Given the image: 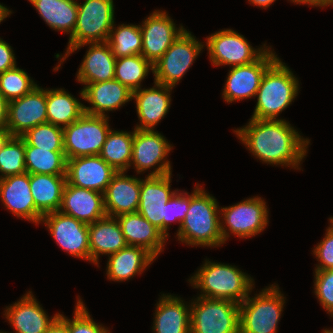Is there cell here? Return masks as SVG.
Segmentation results:
<instances>
[{
    "label": "cell",
    "instance_id": "1",
    "mask_svg": "<svg viewBox=\"0 0 333 333\" xmlns=\"http://www.w3.org/2000/svg\"><path fill=\"white\" fill-rule=\"evenodd\" d=\"M257 158L269 164L298 167L306 156L308 139L282 119H250L246 127L234 131Z\"/></svg>",
    "mask_w": 333,
    "mask_h": 333
},
{
    "label": "cell",
    "instance_id": "2",
    "mask_svg": "<svg viewBox=\"0 0 333 333\" xmlns=\"http://www.w3.org/2000/svg\"><path fill=\"white\" fill-rule=\"evenodd\" d=\"M198 186L190 195V206L177 236L181 242L192 246L216 247L226 241L229 232L220 222L216 199Z\"/></svg>",
    "mask_w": 333,
    "mask_h": 333
},
{
    "label": "cell",
    "instance_id": "3",
    "mask_svg": "<svg viewBox=\"0 0 333 333\" xmlns=\"http://www.w3.org/2000/svg\"><path fill=\"white\" fill-rule=\"evenodd\" d=\"M298 80L290 69L277 59L265 72L256 93L253 119L276 120L298 94Z\"/></svg>",
    "mask_w": 333,
    "mask_h": 333
},
{
    "label": "cell",
    "instance_id": "4",
    "mask_svg": "<svg viewBox=\"0 0 333 333\" xmlns=\"http://www.w3.org/2000/svg\"><path fill=\"white\" fill-rule=\"evenodd\" d=\"M189 281L194 288L203 291L201 297L227 299L238 304L245 300L254 285L253 279L238 268L211 261H206Z\"/></svg>",
    "mask_w": 333,
    "mask_h": 333
},
{
    "label": "cell",
    "instance_id": "5",
    "mask_svg": "<svg viewBox=\"0 0 333 333\" xmlns=\"http://www.w3.org/2000/svg\"><path fill=\"white\" fill-rule=\"evenodd\" d=\"M113 26V0H86L82 5L78 3L77 23L69 38L66 55L60 62L87 43L106 42Z\"/></svg>",
    "mask_w": 333,
    "mask_h": 333
},
{
    "label": "cell",
    "instance_id": "6",
    "mask_svg": "<svg viewBox=\"0 0 333 333\" xmlns=\"http://www.w3.org/2000/svg\"><path fill=\"white\" fill-rule=\"evenodd\" d=\"M284 301L274 285L254 298L248 295L239 304V333H276Z\"/></svg>",
    "mask_w": 333,
    "mask_h": 333
},
{
    "label": "cell",
    "instance_id": "7",
    "mask_svg": "<svg viewBox=\"0 0 333 333\" xmlns=\"http://www.w3.org/2000/svg\"><path fill=\"white\" fill-rule=\"evenodd\" d=\"M190 307V333H239L238 303L200 296Z\"/></svg>",
    "mask_w": 333,
    "mask_h": 333
},
{
    "label": "cell",
    "instance_id": "8",
    "mask_svg": "<svg viewBox=\"0 0 333 333\" xmlns=\"http://www.w3.org/2000/svg\"><path fill=\"white\" fill-rule=\"evenodd\" d=\"M108 118L84 113L78 120L63 128L66 159L99 155L111 130Z\"/></svg>",
    "mask_w": 333,
    "mask_h": 333
},
{
    "label": "cell",
    "instance_id": "9",
    "mask_svg": "<svg viewBox=\"0 0 333 333\" xmlns=\"http://www.w3.org/2000/svg\"><path fill=\"white\" fill-rule=\"evenodd\" d=\"M203 46L185 29L153 64L154 82L174 87L192 65Z\"/></svg>",
    "mask_w": 333,
    "mask_h": 333
},
{
    "label": "cell",
    "instance_id": "10",
    "mask_svg": "<svg viewBox=\"0 0 333 333\" xmlns=\"http://www.w3.org/2000/svg\"><path fill=\"white\" fill-rule=\"evenodd\" d=\"M209 57L215 66L231 65L232 67L247 65L258 60L267 50H254L247 40L231 29L218 31L207 38Z\"/></svg>",
    "mask_w": 333,
    "mask_h": 333
},
{
    "label": "cell",
    "instance_id": "11",
    "mask_svg": "<svg viewBox=\"0 0 333 333\" xmlns=\"http://www.w3.org/2000/svg\"><path fill=\"white\" fill-rule=\"evenodd\" d=\"M171 148V145L160 133L154 130L134 129L130 166L133 162L137 172L140 173L160 164L149 176L170 174L171 165L168 160H165V157Z\"/></svg>",
    "mask_w": 333,
    "mask_h": 333
},
{
    "label": "cell",
    "instance_id": "12",
    "mask_svg": "<svg viewBox=\"0 0 333 333\" xmlns=\"http://www.w3.org/2000/svg\"><path fill=\"white\" fill-rule=\"evenodd\" d=\"M41 221L62 249L72 256L90 261L88 224L60 211L45 214Z\"/></svg>",
    "mask_w": 333,
    "mask_h": 333
},
{
    "label": "cell",
    "instance_id": "13",
    "mask_svg": "<svg viewBox=\"0 0 333 333\" xmlns=\"http://www.w3.org/2000/svg\"><path fill=\"white\" fill-rule=\"evenodd\" d=\"M268 49L258 60L247 65L232 67L223 91L228 103L255 96L266 70L278 59Z\"/></svg>",
    "mask_w": 333,
    "mask_h": 333
},
{
    "label": "cell",
    "instance_id": "14",
    "mask_svg": "<svg viewBox=\"0 0 333 333\" xmlns=\"http://www.w3.org/2000/svg\"><path fill=\"white\" fill-rule=\"evenodd\" d=\"M47 123L46 90L35 87L21 98L8 104L7 130L21 137L31 128Z\"/></svg>",
    "mask_w": 333,
    "mask_h": 333
},
{
    "label": "cell",
    "instance_id": "15",
    "mask_svg": "<svg viewBox=\"0 0 333 333\" xmlns=\"http://www.w3.org/2000/svg\"><path fill=\"white\" fill-rule=\"evenodd\" d=\"M142 33L141 55L152 64L157 62L177 37L185 30L179 29L166 12L155 11L140 26Z\"/></svg>",
    "mask_w": 333,
    "mask_h": 333
},
{
    "label": "cell",
    "instance_id": "16",
    "mask_svg": "<svg viewBox=\"0 0 333 333\" xmlns=\"http://www.w3.org/2000/svg\"><path fill=\"white\" fill-rule=\"evenodd\" d=\"M266 203L260 197L249 198L245 201L219 209L223 212L226 226L240 238L254 236L263 231L268 224Z\"/></svg>",
    "mask_w": 333,
    "mask_h": 333
},
{
    "label": "cell",
    "instance_id": "17",
    "mask_svg": "<svg viewBox=\"0 0 333 333\" xmlns=\"http://www.w3.org/2000/svg\"><path fill=\"white\" fill-rule=\"evenodd\" d=\"M117 172L99 155L67 160L66 178L70 185L103 193Z\"/></svg>",
    "mask_w": 333,
    "mask_h": 333
},
{
    "label": "cell",
    "instance_id": "18",
    "mask_svg": "<svg viewBox=\"0 0 333 333\" xmlns=\"http://www.w3.org/2000/svg\"><path fill=\"white\" fill-rule=\"evenodd\" d=\"M171 173L162 176H147L141 179L140 203L137 212L163 232L166 219V203L176 193L170 192Z\"/></svg>",
    "mask_w": 333,
    "mask_h": 333
},
{
    "label": "cell",
    "instance_id": "19",
    "mask_svg": "<svg viewBox=\"0 0 333 333\" xmlns=\"http://www.w3.org/2000/svg\"><path fill=\"white\" fill-rule=\"evenodd\" d=\"M59 211L75 219L91 224L106 217L104 194L92 189L65 185Z\"/></svg>",
    "mask_w": 333,
    "mask_h": 333
},
{
    "label": "cell",
    "instance_id": "20",
    "mask_svg": "<svg viewBox=\"0 0 333 333\" xmlns=\"http://www.w3.org/2000/svg\"><path fill=\"white\" fill-rule=\"evenodd\" d=\"M0 198L5 207L17 217L41 223L42 214L36 209L30 188V174L11 175L3 178Z\"/></svg>",
    "mask_w": 333,
    "mask_h": 333
},
{
    "label": "cell",
    "instance_id": "21",
    "mask_svg": "<svg viewBox=\"0 0 333 333\" xmlns=\"http://www.w3.org/2000/svg\"><path fill=\"white\" fill-rule=\"evenodd\" d=\"M141 179L117 172L104 192L106 215L117 217L137 212L140 203Z\"/></svg>",
    "mask_w": 333,
    "mask_h": 333
},
{
    "label": "cell",
    "instance_id": "22",
    "mask_svg": "<svg viewBox=\"0 0 333 333\" xmlns=\"http://www.w3.org/2000/svg\"><path fill=\"white\" fill-rule=\"evenodd\" d=\"M81 97L92 104L84 106V113L107 116L105 111L116 110L132 98V91L116 79L85 84Z\"/></svg>",
    "mask_w": 333,
    "mask_h": 333
},
{
    "label": "cell",
    "instance_id": "23",
    "mask_svg": "<svg viewBox=\"0 0 333 333\" xmlns=\"http://www.w3.org/2000/svg\"><path fill=\"white\" fill-rule=\"evenodd\" d=\"M116 218L128 246H139L155 258L158 256L167 238L161 230L138 212L121 214Z\"/></svg>",
    "mask_w": 333,
    "mask_h": 333
},
{
    "label": "cell",
    "instance_id": "24",
    "mask_svg": "<svg viewBox=\"0 0 333 333\" xmlns=\"http://www.w3.org/2000/svg\"><path fill=\"white\" fill-rule=\"evenodd\" d=\"M154 83L155 86L150 89L140 88L132 92V98L136 99L138 118L141 121L135 129L153 130L169 110L171 102L169 93L173 87Z\"/></svg>",
    "mask_w": 333,
    "mask_h": 333
},
{
    "label": "cell",
    "instance_id": "25",
    "mask_svg": "<svg viewBox=\"0 0 333 333\" xmlns=\"http://www.w3.org/2000/svg\"><path fill=\"white\" fill-rule=\"evenodd\" d=\"M5 311V316L15 328L16 333H44L59 316L58 313L49 319L31 292Z\"/></svg>",
    "mask_w": 333,
    "mask_h": 333
},
{
    "label": "cell",
    "instance_id": "26",
    "mask_svg": "<svg viewBox=\"0 0 333 333\" xmlns=\"http://www.w3.org/2000/svg\"><path fill=\"white\" fill-rule=\"evenodd\" d=\"M90 261L98 263L99 254L112 255L127 246L116 217L106 216L88 224Z\"/></svg>",
    "mask_w": 333,
    "mask_h": 333
},
{
    "label": "cell",
    "instance_id": "27",
    "mask_svg": "<svg viewBox=\"0 0 333 333\" xmlns=\"http://www.w3.org/2000/svg\"><path fill=\"white\" fill-rule=\"evenodd\" d=\"M91 46L77 73V80L83 84L114 79L116 57L108 42L87 43Z\"/></svg>",
    "mask_w": 333,
    "mask_h": 333
},
{
    "label": "cell",
    "instance_id": "28",
    "mask_svg": "<svg viewBox=\"0 0 333 333\" xmlns=\"http://www.w3.org/2000/svg\"><path fill=\"white\" fill-rule=\"evenodd\" d=\"M66 183V175L30 174L35 207L43 216L59 211Z\"/></svg>",
    "mask_w": 333,
    "mask_h": 333
},
{
    "label": "cell",
    "instance_id": "29",
    "mask_svg": "<svg viewBox=\"0 0 333 333\" xmlns=\"http://www.w3.org/2000/svg\"><path fill=\"white\" fill-rule=\"evenodd\" d=\"M156 307L153 330L156 333H190V309L183 300L162 295Z\"/></svg>",
    "mask_w": 333,
    "mask_h": 333
},
{
    "label": "cell",
    "instance_id": "30",
    "mask_svg": "<svg viewBox=\"0 0 333 333\" xmlns=\"http://www.w3.org/2000/svg\"><path fill=\"white\" fill-rule=\"evenodd\" d=\"M155 257L139 246H126L109 256L107 276L113 281L128 280L153 262Z\"/></svg>",
    "mask_w": 333,
    "mask_h": 333
},
{
    "label": "cell",
    "instance_id": "31",
    "mask_svg": "<svg viewBox=\"0 0 333 333\" xmlns=\"http://www.w3.org/2000/svg\"><path fill=\"white\" fill-rule=\"evenodd\" d=\"M44 21L53 29L73 34L77 23L78 3L74 0H29Z\"/></svg>",
    "mask_w": 333,
    "mask_h": 333
},
{
    "label": "cell",
    "instance_id": "32",
    "mask_svg": "<svg viewBox=\"0 0 333 333\" xmlns=\"http://www.w3.org/2000/svg\"><path fill=\"white\" fill-rule=\"evenodd\" d=\"M46 105L47 122L62 128L69 126L84 114V105L64 89L46 90Z\"/></svg>",
    "mask_w": 333,
    "mask_h": 333
},
{
    "label": "cell",
    "instance_id": "33",
    "mask_svg": "<svg viewBox=\"0 0 333 333\" xmlns=\"http://www.w3.org/2000/svg\"><path fill=\"white\" fill-rule=\"evenodd\" d=\"M133 133L110 130L99 156L116 172H126L130 167Z\"/></svg>",
    "mask_w": 333,
    "mask_h": 333
},
{
    "label": "cell",
    "instance_id": "34",
    "mask_svg": "<svg viewBox=\"0 0 333 333\" xmlns=\"http://www.w3.org/2000/svg\"><path fill=\"white\" fill-rule=\"evenodd\" d=\"M65 152L25 145V169L29 174L66 175Z\"/></svg>",
    "mask_w": 333,
    "mask_h": 333
},
{
    "label": "cell",
    "instance_id": "35",
    "mask_svg": "<svg viewBox=\"0 0 333 333\" xmlns=\"http://www.w3.org/2000/svg\"><path fill=\"white\" fill-rule=\"evenodd\" d=\"M149 69L153 72V64L142 55L116 58L114 79L133 92L140 89Z\"/></svg>",
    "mask_w": 333,
    "mask_h": 333
},
{
    "label": "cell",
    "instance_id": "36",
    "mask_svg": "<svg viewBox=\"0 0 333 333\" xmlns=\"http://www.w3.org/2000/svg\"><path fill=\"white\" fill-rule=\"evenodd\" d=\"M107 42L116 58L141 55L142 33L140 25L122 24L117 29L112 27Z\"/></svg>",
    "mask_w": 333,
    "mask_h": 333
},
{
    "label": "cell",
    "instance_id": "37",
    "mask_svg": "<svg viewBox=\"0 0 333 333\" xmlns=\"http://www.w3.org/2000/svg\"><path fill=\"white\" fill-rule=\"evenodd\" d=\"M25 145L54 152H64L63 128L51 123L39 124L21 136Z\"/></svg>",
    "mask_w": 333,
    "mask_h": 333
},
{
    "label": "cell",
    "instance_id": "38",
    "mask_svg": "<svg viewBox=\"0 0 333 333\" xmlns=\"http://www.w3.org/2000/svg\"><path fill=\"white\" fill-rule=\"evenodd\" d=\"M0 172L3 178L26 173L25 142L22 137L11 136L0 150Z\"/></svg>",
    "mask_w": 333,
    "mask_h": 333
},
{
    "label": "cell",
    "instance_id": "39",
    "mask_svg": "<svg viewBox=\"0 0 333 333\" xmlns=\"http://www.w3.org/2000/svg\"><path fill=\"white\" fill-rule=\"evenodd\" d=\"M37 84L17 67L0 73V92L10 102L31 92Z\"/></svg>",
    "mask_w": 333,
    "mask_h": 333
},
{
    "label": "cell",
    "instance_id": "40",
    "mask_svg": "<svg viewBox=\"0 0 333 333\" xmlns=\"http://www.w3.org/2000/svg\"><path fill=\"white\" fill-rule=\"evenodd\" d=\"M69 333H109L105 327L98 325L91 318L83 302L77 301L74 319H68Z\"/></svg>",
    "mask_w": 333,
    "mask_h": 333
},
{
    "label": "cell",
    "instance_id": "41",
    "mask_svg": "<svg viewBox=\"0 0 333 333\" xmlns=\"http://www.w3.org/2000/svg\"><path fill=\"white\" fill-rule=\"evenodd\" d=\"M315 295L333 317V269L315 270Z\"/></svg>",
    "mask_w": 333,
    "mask_h": 333
},
{
    "label": "cell",
    "instance_id": "42",
    "mask_svg": "<svg viewBox=\"0 0 333 333\" xmlns=\"http://www.w3.org/2000/svg\"><path fill=\"white\" fill-rule=\"evenodd\" d=\"M184 194L176 192L166 203V219H163V233L166 237L169 236L167 230L171 221L178 220L181 224L186 218L190 206V195H187V192Z\"/></svg>",
    "mask_w": 333,
    "mask_h": 333
},
{
    "label": "cell",
    "instance_id": "43",
    "mask_svg": "<svg viewBox=\"0 0 333 333\" xmlns=\"http://www.w3.org/2000/svg\"><path fill=\"white\" fill-rule=\"evenodd\" d=\"M329 220L331 225L327 229L326 236L313 250L314 255L320 261L316 270L333 269V217Z\"/></svg>",
    "mask_w": 333,
    "mask_h": 333
},
{
    "label": "cell",
    "instance_id": "44",
    "mask_svg": "<svg viewBox=\"0 0 333 333\" xmlns=\"http://www.w3.org/2000/svg\"><path fill=\"white\" fill-rule=\"evenodd\" d=\"M16 67L11 46L0 38V73Z\"/></svg>",
    "mask_w": 333,
    "mask_h": 333
},
{
    "label": "cell",
    "instance_id": "45",
    "mask_svg": "<svg viewBox=\"0 0 333 333\" xmlns=\"http://www.w3.org/2000/svg\"><path fill=\"white\" fill-rule=\"evenodd\" d=\"M44 333H69L68 319L62 314H59Z\"/></svg>",
    "mask_w": 333,
    "mask_h": 333
},
{
    "label": "cell",
    "instance_id": "46",
    "mask_svg": "<svg viewBox=\"0 0 333 333\" xmlns=\"http://www.w3.org/2000/svg\"><path fill=\"white\" fill-rule=\"evenodd\" d=\"M8 104L9 102L0 92V130H7L8 126Z\"/></svg>",
    "mask_w": 333,
    "mask_h": 333
},
{
    "label": "cell",
    "instance_id": "47",
    "mask_svg": "<svg viewBox=\"0 0 333 333\" xmlns=\"http://www.w3.org/2000/svg\"><path fill=\"white\" fill-rule=\"evenodd\" d=\"M294 3L309 4L312 6H329L333 5V0H291Z\"/></svg>",
    "mask_w": 333,
    "mask_h": 333
},
{
    "label": "cell",
    "instance_id": "48",
    "mask_svg": "<svg viewBox=\"0 0 333 333\" xmlns=\"http://www.w3.org/2000/svg\"><path fill=\"white\" fill-rule=\"evenodd\" d=\"M11 136L12 135L8 130H0V150Z\"/></svg>",
    "mask_w": 333,
    "mask_h": 333
},
{
    "label": "cell",
    "instance_id": "49",
    "mask_svg": "<svg viewBox=\"0 0 333 333\" xmlns=\"http://www.w3.org/2000/svg\"><path fill=\"white\" fill-rule=\"evenodd\" d=\"M249 2H251L254 5L260 6V7H265L267 8L268 6L271 5V3H273L275 0H248Z\"/></svg>",
    "mask_w": 333,
    "mask_h": 333
},
{
    "label": "cell",
    "instance_id": "50",
    "mask_svg": "<svg viewBox=\"0 0 333 333\" xmlns=\"http://www.w3.org/2000/svg\"><path fill=\"white\" fill-rule=\"evenodd\" d=\"M12 12L0 4V23Z\"/></svg>",
    "mask_w": 333,
    "mask_h": 333
},
{
    "label": "cell",
    "instance_id": "51",
    "mask_svg": "<svg viewBox=\"0 0 333 333\" xmlns=\"http://www.w3.org/2000/svg\"><path fill=\"white\" fill-rule=\"evenodd\" d=\"M2 182H3V177L0 176V193H1Z\"/></svg>",
    "mask_w": 333,
    "mask_h": 333
},
{
    "label": "cell",
    "instance_id": "52",
    "mask_svg": "<svg viewBox=\"0 0 333 333\" xmlns=\"http://www.w3.org/2000/svg\"><path fill=\"white\" fill-rule=\"evenodd\" d=\"M324 333H333V330H324Z\"/></svg>",
    "mask_w": 333,
    "mask_h": 333
}]
</instances>
